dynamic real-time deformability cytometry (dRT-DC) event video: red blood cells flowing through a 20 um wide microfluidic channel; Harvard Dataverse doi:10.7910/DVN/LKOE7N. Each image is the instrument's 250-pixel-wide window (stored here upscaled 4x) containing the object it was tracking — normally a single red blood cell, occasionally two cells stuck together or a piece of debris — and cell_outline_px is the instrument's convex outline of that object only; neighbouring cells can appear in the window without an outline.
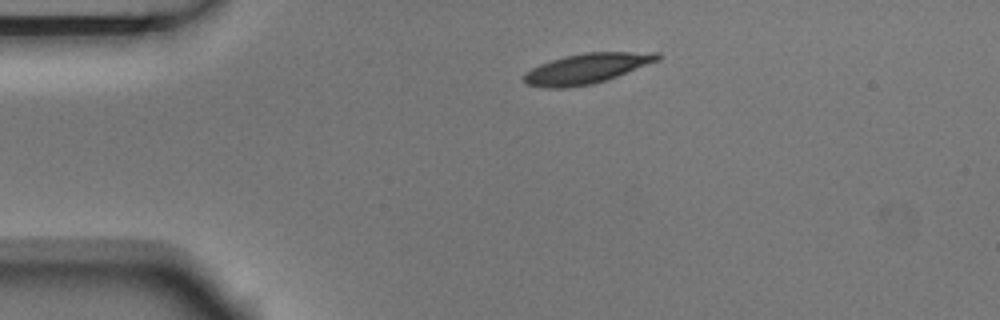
{"species": "Egyptian fruit bat (a non-hibernating species)", "species_latin": "Rousettus aegyptiacus", "temperature_condition": "room temperature", "stored_images_in_passage": 2, "camera_frame_rate_fps": 3000, "um_per_image_px": 0.085, "animal": {"sex": "male"}, "frame": {"image": 1, "passage_image": 1, "time_ms": 0.0, "image_size_px": [1000, 320], "cell_outline_px": [[664, 56], [660, 60], [608, 80], [592, 84], [564, 88], [544, 88], [524, 84], [524, 72], [540, 64], [564, 56], [584, 52], [660, 52]], "centroid_in_image_um": [49.9, 5.82], "position_along_channel_um": 35.1, "area_um2": 23.81}}